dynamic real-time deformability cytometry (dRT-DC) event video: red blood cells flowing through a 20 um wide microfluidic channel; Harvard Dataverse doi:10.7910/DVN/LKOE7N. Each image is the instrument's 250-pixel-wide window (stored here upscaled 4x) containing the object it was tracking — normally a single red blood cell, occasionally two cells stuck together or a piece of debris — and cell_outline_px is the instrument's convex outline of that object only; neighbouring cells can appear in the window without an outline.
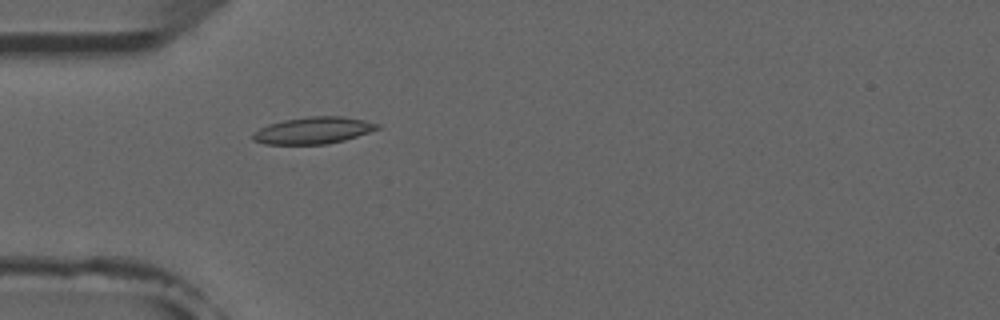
{"species": "common noctule bat (a hibernating species)", "species_latin": "Nyctalus noctula", "temperature_condition": "room temperature", "stored_images_in_passage": 4, "camera_frame_rate_fps": 3000, "um_per_image_px": 0.085, "animal": {"sex": "male", "forearm_length_mm": 52.5}, "frame": {"image": 1, "passage_image": 4, "time_ms": 3.333, "image_size_px": [1000, 320], "cell_outline_px": [[380, 128], [344, 140], [328, 144], [264, 144], [252, 140], [252, 132], [268, 124], [284, 120], [308, 116], [344, 116], [364, 120], [380, 124]], "centroid_in_image_um": [26.6, 11.08], "position_along_channel_um": 58.4, "area_um2": 19.48}}